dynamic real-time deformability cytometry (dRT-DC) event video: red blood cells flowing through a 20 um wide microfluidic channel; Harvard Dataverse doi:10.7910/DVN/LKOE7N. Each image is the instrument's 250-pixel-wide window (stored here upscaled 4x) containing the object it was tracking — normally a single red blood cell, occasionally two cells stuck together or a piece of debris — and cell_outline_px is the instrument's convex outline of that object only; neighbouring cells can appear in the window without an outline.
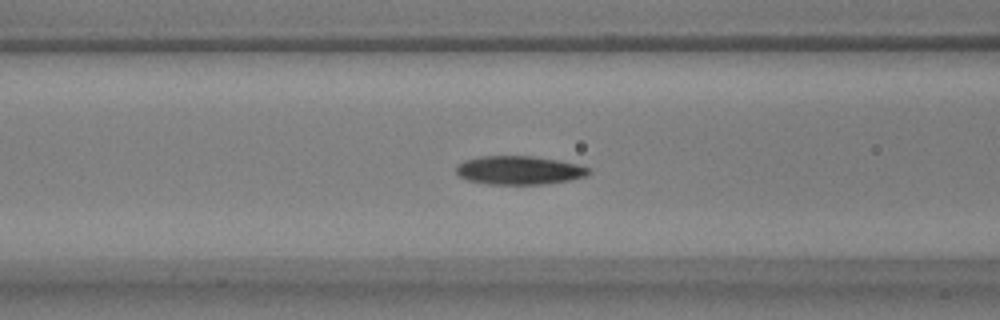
{"species": "common noctule bat (a hibernating species)", "species_latin": "Nyctalus noctula", "temperature_condition": "warm", "stored_images_in_passage": 41, "segment_of_instrument_passage": [1, 2], "camera_frame_rate_fps": 3000, "um_per_image_px": 0.085, "animal": {"sex": "male", "body_mass_g": 17.9, "forearm_length_mm": 54.2}, "frame": {"image": 1, "passage_image": 7, "time_ms": 2.0, "image_size_px": [1000, 320], "cell_outline_px": [[592, 172], [588, 176], [568, 180], [544, 184], [488, 184], [468, 180], [460, 176], [456, 172], [456, 164], [464, 160], [480, 156], [532, 156], [556, 160], [576, 164], [592, 168]], "centroid_in_image_um": [44.13, 14.47], "position_along_channel_um": 122.5, "area_um2": 22.14}}
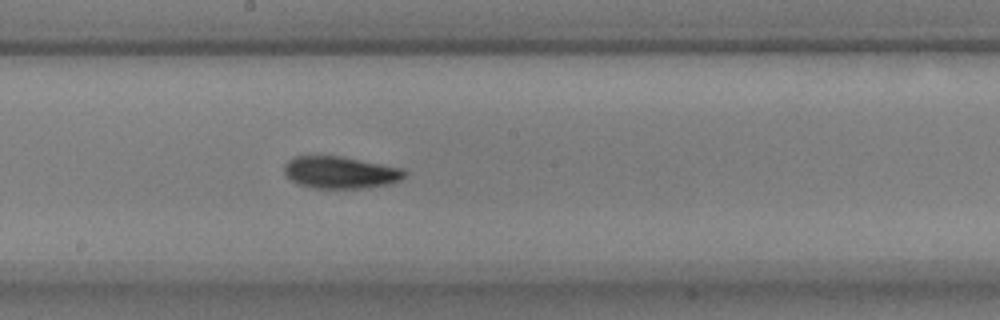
{"frame": {"image": 2, "passage_image": 15, "time_ms": 4.667, "image_size_px": [1000, 320], "cell_outline_px": [[408, 172], [400, 180], [388, 184], [364, 188], [312, 188], [296, 184], [284, 176], [284, 164], [288, 160], [296, 156], [340, 156], [404, 168]], "centroid_in_image_um": [28.9, 14.66], "position_along_channel_um": 219.3, "area_um2": 22.72}}
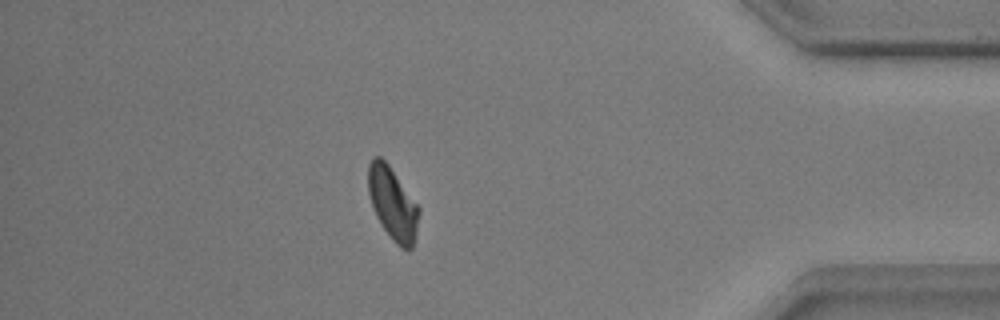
{"frame": {"image": 3, "passage_image": 33, "time_ms": 10.667, "image_size_px": [1000, 320], "cell_outline_px": [[420, 212], [416, 236], [412, 248], [408, 252], [400, 248], [392, 240], [380, 224], [372, 208], [368, 192], [368, 164], [372, 156], [380, 156], [388, 164], [420, 208]], "centroid_in_image_um": [33.37, 17.34], "position_along_channel_um": 401.8, "area_um2": 21.73}}